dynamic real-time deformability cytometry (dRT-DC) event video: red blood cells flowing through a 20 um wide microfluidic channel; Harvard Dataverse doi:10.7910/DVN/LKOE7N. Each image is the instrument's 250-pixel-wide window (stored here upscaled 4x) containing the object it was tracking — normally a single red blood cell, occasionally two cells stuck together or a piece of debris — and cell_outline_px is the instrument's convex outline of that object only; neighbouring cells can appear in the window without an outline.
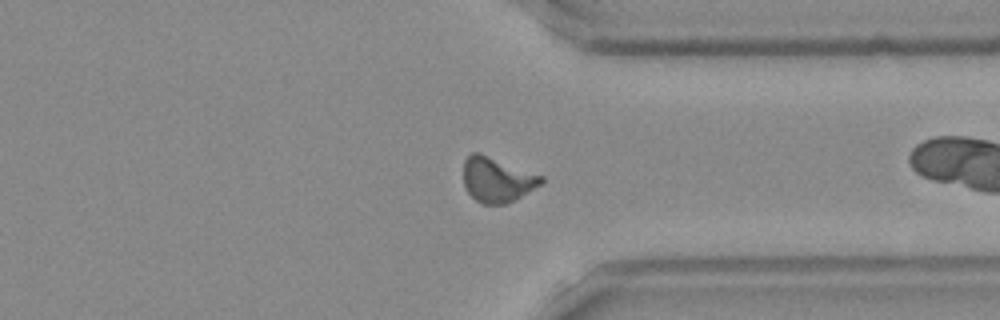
{"species": "Egyptian fruit bat (a non-hibernating species)", "species_latin": "Rousettus aegyptiacus", "temperature_condition": "room temperature", "stored_images_in_passage": 47, "camera_frame_rate_fps": 3000, "um_per_image_px": 0.085, "frame": {"image": 1, "passage_image": 34, "time_ms": 11.0, "image_size_px": [1000, 320], "cell_outline_px": [[544, 180], [540, 184], [520, 196], [504, 204], [480, 204], [468, 192], [464, 184], [464, 160], [472, 152], [480, 152], [544, 176]], "centroid_in_image_um": [42.23, 15.25], "position_along_channel_um": 369.2, "area_um2": 20.17}, "authors_computed_cell_mechanics": {"area_um2": 19.3052, "velocity_mm_per_s": 3.9508, "shape_relaxation_time_tau1_ms": null, "shape_relaxation_time_tau2_ms": 2.7942, "deformation_change_tau1": null, "deformation_change_tau2": 0.1131}}